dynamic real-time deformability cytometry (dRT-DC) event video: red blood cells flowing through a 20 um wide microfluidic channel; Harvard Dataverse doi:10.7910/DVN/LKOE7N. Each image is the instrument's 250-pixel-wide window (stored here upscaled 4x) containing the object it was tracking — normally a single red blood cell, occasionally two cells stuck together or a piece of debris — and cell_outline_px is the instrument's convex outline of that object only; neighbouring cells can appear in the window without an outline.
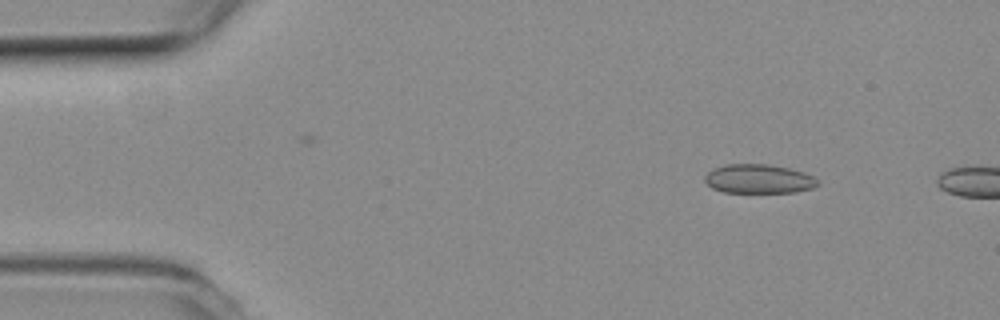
{"species": "common noctule bat (a hibernating species)", "species_latin": "Nyctalus noctula", "temperature_condition": "room temperature", "stored_images_in_passage": 2, "camera_frame_rate_fps": 3000, "um_per_image_px": 0.085, "animal": {"sex": "female", "body_mass_g": 19.3, "forearm_length_mm": 54.1}, "frame": {"image": 1, "passage_image": 1, "time_ms": 0.0, "image_size_px": [1000, 320], "cell_outline_px": [[820, 184], [812, 188], [796, 192], [724, 192], [712, 188], [704, 180], [704, 176], [708, 172], [724, 164], [768, 164], [788, 168], [804, 172], [820, 180]], "centroid_in_image_um": [64.51, 15.2], "position_along_channel_um": 20.5, "area_um2": 19.13}}